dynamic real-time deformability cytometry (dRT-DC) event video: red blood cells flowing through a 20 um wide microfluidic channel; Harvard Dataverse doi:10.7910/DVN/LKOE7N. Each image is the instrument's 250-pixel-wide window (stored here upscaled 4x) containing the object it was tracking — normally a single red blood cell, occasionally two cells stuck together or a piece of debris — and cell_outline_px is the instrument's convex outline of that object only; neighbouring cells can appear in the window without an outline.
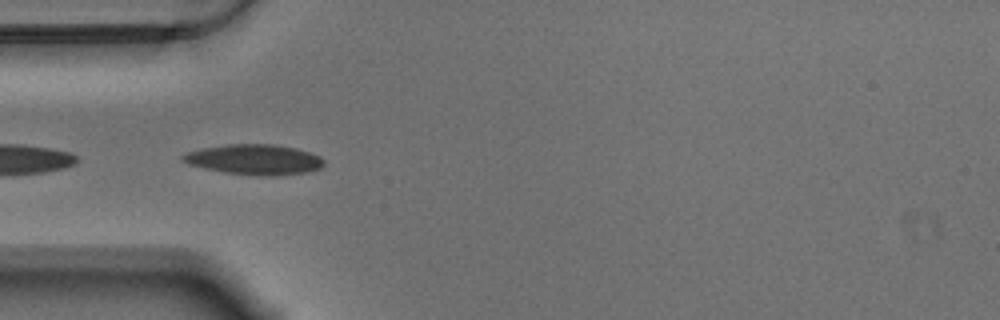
{"species": "Egyptian fruit bat (a non-hibernating species)", "species_latin": "Rousettus aegyptiacus", "temperature_condition": "warm", "stored_images_in_passage": 11, "camera_frame_rate_fps": 3000, "um_per_image_px": 0.085, "animal": {"sex": "male"}, "frame": {"image": 1, "passage_image": 4, "time_ms": 1.0, "image_size_px": [1000, 320], "cell_outline_px": [[324, 164], [320, 168], [304, 172], [272, 176], [268, 176], [224, 172], [204, 168], [188, 164], [180, 160], [180, 156], [188, 152], [204, 148], [228, 144], [272, 144], [296, 148], [320, 156], [324, 160]], "centroid_in_image_um": [21.6, 13.55], "position_along_channel_um": 63.4, "area_um2": 24.62}}